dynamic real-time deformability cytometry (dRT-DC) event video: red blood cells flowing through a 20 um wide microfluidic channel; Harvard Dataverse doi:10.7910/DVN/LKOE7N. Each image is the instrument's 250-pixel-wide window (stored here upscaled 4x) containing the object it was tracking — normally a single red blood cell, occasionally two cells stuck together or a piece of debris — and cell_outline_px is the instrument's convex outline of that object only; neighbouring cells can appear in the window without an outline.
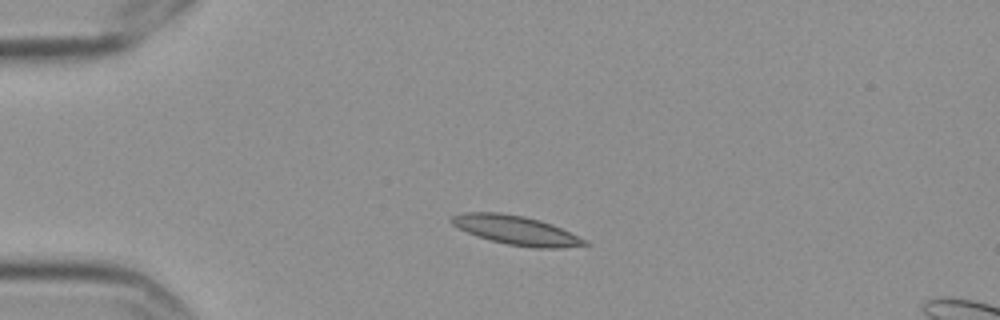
{"species": "Egyptian fruit bat (a non-hibernating species)", "species_latin": "Rousettus aegyptiacus", "temperature_condition": "cold", "stored_images_in_passage": 3, "camera_frame_rate_fps": 3000, "um_per_image_px": 0.085, "frame": {"image": 1, "passage_image": 3, "time_ms": 0.667, "image_size_px": [1000, 320], "cell_outline_px": [[592, 244], [560, 248], [536, 248], [508, 244], [476, 236], [452, 224], [448, 220], [452, 216], [464, 212], [500, 212], [524, 216], [540, 220], [552, 224], [588, 240]], "centroid_in_image_um": [43.9, 19.56], "position_along_channel_um": 41.1, "area_um2": 22.54}}